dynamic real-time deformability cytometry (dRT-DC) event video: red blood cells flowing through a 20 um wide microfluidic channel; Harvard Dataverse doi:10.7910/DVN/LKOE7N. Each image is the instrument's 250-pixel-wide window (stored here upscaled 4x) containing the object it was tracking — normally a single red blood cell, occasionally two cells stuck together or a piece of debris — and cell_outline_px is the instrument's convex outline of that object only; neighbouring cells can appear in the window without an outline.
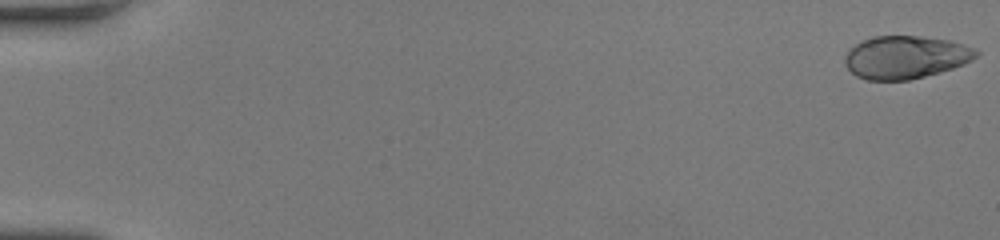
{"species": "human", "species_latin": "Homo sapiens", "temperature_condition": "room temperature", "stored_images_in_passage": 55, "camera_frame_rate_fps": 3000, "um_per_image_px": 0.085, "donor": {"sex": "female"}, "frame": {"image": 1, "passage_image": 1, "time_ms": 0.0, "image_size_px": [1000, 240], "cell_outline_px": [[980, 52], [972, 60], [964, 64], [940, 72], [908, 80], [868, 80], [856, 76], [844, 64], [844, 56], [860, 40], [876, 36], [920, 36], [948, 40], [976, 48]], "centroid_in_image_um": [76.97, 4.86], "position_along_channel_um": 8.0, "area_um2": 32.71}}
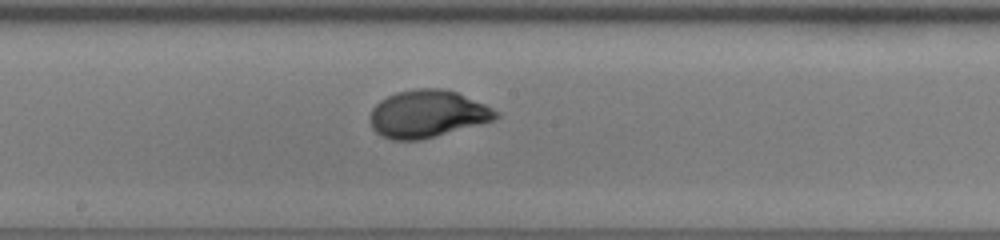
{"frame": {"image": 2, "passage_image": 31, "time_ms": 10.0, "image_size_px": [1000, 240], "cell_outline_px": [[500, 116], [496, 120], [436, 136], [420, 140], [392, 140], [380, 136], [372, 128], [368, 116], [372, 108], [380, 100], [396, 92], [416, 88], [444, 88], [456, 92], [484, 104], [500, 112]], "centroid_in_image_um": [36.31, 9.68], "position_along_channel_um": 211.9, "area_um2": 35.03}}
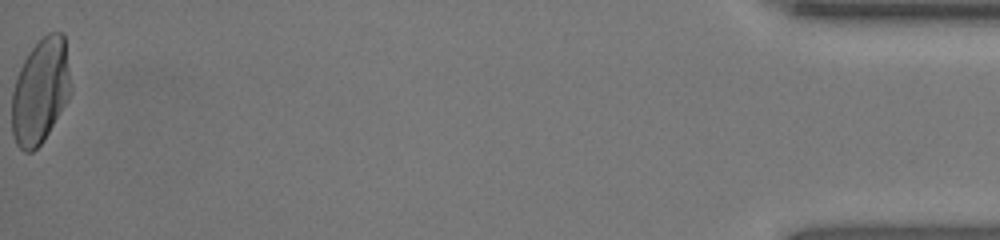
{"frame": {"image": 3, "passage_image": 55, "time_ms": 18.0, "image_size_px": [1000, 240], "cell_outline_px": [[72, 92], [68, 100], [44, 140], [32, 152], [24, 152], [16, 144], [12, 136], [12, 92], [20, 68], [28, 52], [48, 32], [64, 32], [72, 88]], "centroid_in_image_um": [3.45, 7.75], "position_along_channel_um": 431.8, "area_um2": 36.3}, "authors_computed_cell_mechanics": {"area_um2": 33.6396, "velocity_mm_per_s": 3.8962, "shape_relaxation_time_tau1_ms": 3.1853, "shape_relaxation_time_tau2_ms": null, "deformation_change_tau1": 0.176, "deformation_change_tau2": null}}